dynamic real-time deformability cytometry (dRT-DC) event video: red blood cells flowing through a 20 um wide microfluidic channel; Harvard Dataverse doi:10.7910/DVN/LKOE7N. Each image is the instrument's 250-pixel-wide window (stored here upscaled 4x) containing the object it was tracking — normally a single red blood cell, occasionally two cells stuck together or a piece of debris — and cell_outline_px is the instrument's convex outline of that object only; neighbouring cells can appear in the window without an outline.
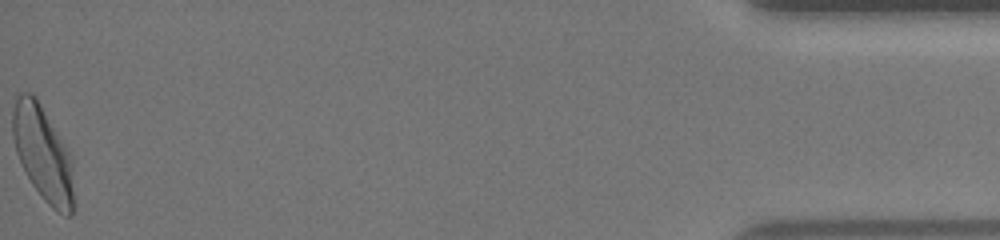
{"species": "human", "species_latin": "Homo sapiens", "temperature_condition": "warm", "stored_images_in_passage": 38, "camera_frame_rate_fps": 3000, "um_per_image_px": 0.085, "donor": {"sex": "female"}, "frame": {"image": 1, "passage_image": 38, "time_ms": 12.333, "image_size_px": [1000, 240], "cell_outline_px": [[72, 216], [64, 216], [52, 208], [44, 200], [32, 184], [16, 152], [12, 136], [12, 112], [16, 96], [20, 92], [32, 92], [36, 96], [68, 152], [72, 164]], "centroid_in_image_um": [3.61, 13.01], "position_along_channel_um": 431.6, "area_um2": 33.23}, "authors_computed_cell_mechanics": {"area_um2": 29.7092, "velocity_mm_per_s": 3.9487, "shape_relaxation_time_tau1_ms": 3.7597, "shape_relaxation_time_tau2_ms": 1.0221, "deformation_change_tau1": 0.1862, "deformation_change_tau2": 0.0624}}